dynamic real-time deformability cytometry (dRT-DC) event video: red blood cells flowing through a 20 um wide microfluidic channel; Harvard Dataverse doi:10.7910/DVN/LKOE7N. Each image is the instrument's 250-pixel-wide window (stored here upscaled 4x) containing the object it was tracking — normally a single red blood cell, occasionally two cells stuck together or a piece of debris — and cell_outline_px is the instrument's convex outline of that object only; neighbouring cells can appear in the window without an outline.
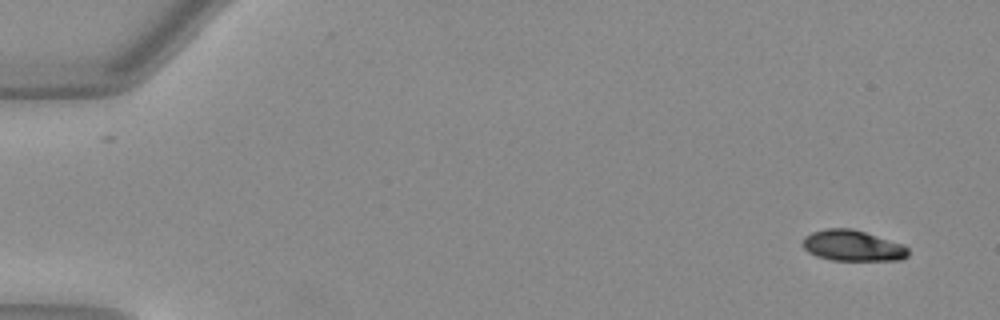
{"species": "Egyptian fruit bat (a non-hibernating species)", "species_latin": "Rousettus aegyptiacus", "temperature_condition": "warm", "stored_images_in_passage": 50, "camera_frame_rate_fps": 3000, "um_per_image_px": 0.085, "animal": {"sex": "female"}, "frame": {"image": 1, "passage_image": 1, "time_ms": 0.0, "image_size_px": [1000, 320], "cell_outline_px": [[908, 256], [900, 260], [832, 260], [816, 256], [808, 252], [800, 244], [804, 236], [812, 232], [824, 228], [852, 228], [904, 244], [908, 248]], "centroid_in_image_um": [72.44, 20.87], "position_along_channel_um": 12.6, "area_um2": 19.19}}
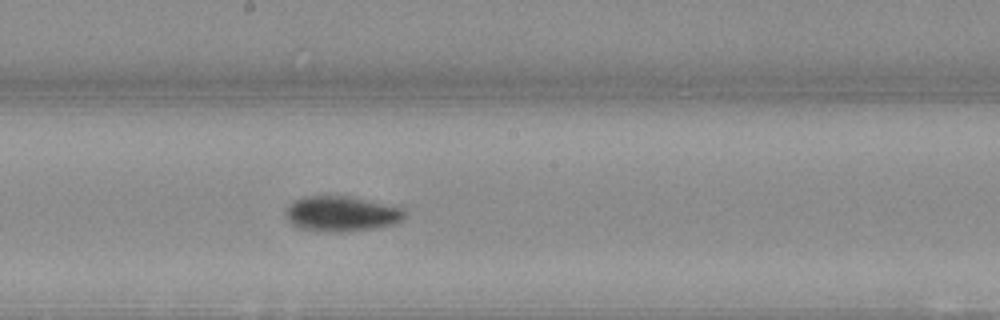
{"frame": {"image": 2, "passage_image": 27, "time_ms": 8.667, "image_size_px": [1000, 320], "cell_outline_px": [[404, 216], [400, 220], [392, 224], [376, 228], [300, 228], [292, 224], [288, 220], [284, 212], [288, 204], [304, 196], [348, 196], [404, 208]], "centroid_in_image_um": [29.0, 18.1], "position_along_channel_um": 219.2, "area_um2": 23.0}}
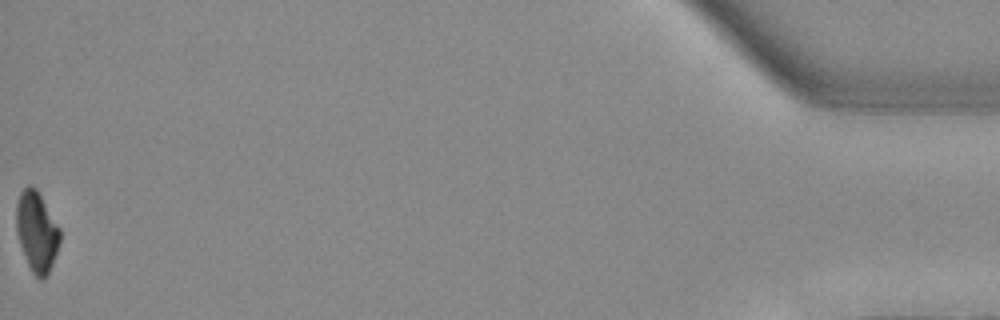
{"frame": {"image": 3, "passage_image": 50, "time_ms": 16.333, "image_size_px": [1000, 320], "cell_outline_px": [[60, 240], [56, 252], [48, 272], [40, 280], [32, 272], [28, 264], [20, 244], [16, 232], [16, 204], [20, 192], [28, 184], [36, 188], [60, 228]], "centroid_in_image_um": [3.1, 19.64], "position_along_channel_um": 432.1, "area_um2": 20.06}, "authors_computed_cell_mechanics": {"area_um2": 21.6172, "velocity_mm_per_s": 4.0109, "shape_relaxation_time_tau1_ms": 2.9898, "shape_relaxation_time_tau2_ms": null, "deformation_change_tau1": 0.1579, "deformation_change_tau2": null}}